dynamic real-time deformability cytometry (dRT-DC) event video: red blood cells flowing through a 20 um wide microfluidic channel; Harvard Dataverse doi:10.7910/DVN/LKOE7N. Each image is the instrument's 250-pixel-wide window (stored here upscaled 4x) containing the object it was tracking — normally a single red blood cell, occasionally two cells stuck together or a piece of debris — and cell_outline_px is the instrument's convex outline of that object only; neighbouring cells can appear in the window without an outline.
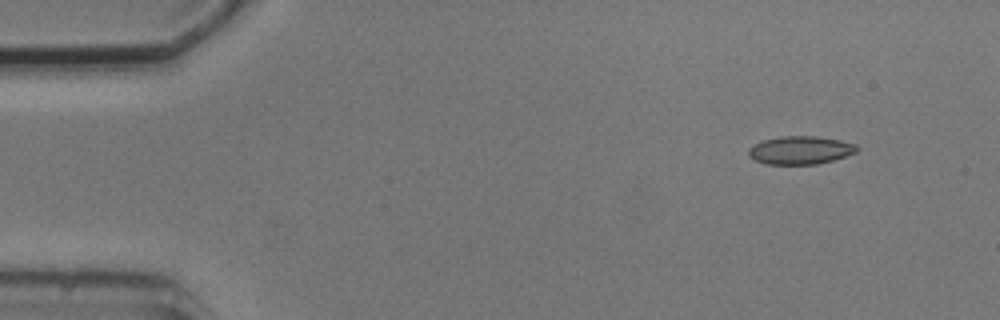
{"species": "common noctule bat (a hibernating species)", "species_latin": "Nyctalus noctula", "temperature_condition": "cold", "stored_images_in_passage": 4, "camera_frame_rate_fps": 3000, "um_per_image_px": 0.085, "animal": {"sex": "male", "body_mass_g": 20.5, "forearm_length_mm": 52.5}, "frame": {"image": 1, "passage_image": 2, "time_ms": 1.333, "image_size_px": [1000, 320], "cell_outline_px": [[860, 148], [856, 152], [832, 160], [816, 164], [764, 164], [748, 156], [748, 148], [764, 140], [780, 136], [816, 136], [840, 140], [856, 144]], "centroid_in_image_um": [68.03, 12.76], "position_along_channel_um": 17.0, "area_um2": 17.69}}